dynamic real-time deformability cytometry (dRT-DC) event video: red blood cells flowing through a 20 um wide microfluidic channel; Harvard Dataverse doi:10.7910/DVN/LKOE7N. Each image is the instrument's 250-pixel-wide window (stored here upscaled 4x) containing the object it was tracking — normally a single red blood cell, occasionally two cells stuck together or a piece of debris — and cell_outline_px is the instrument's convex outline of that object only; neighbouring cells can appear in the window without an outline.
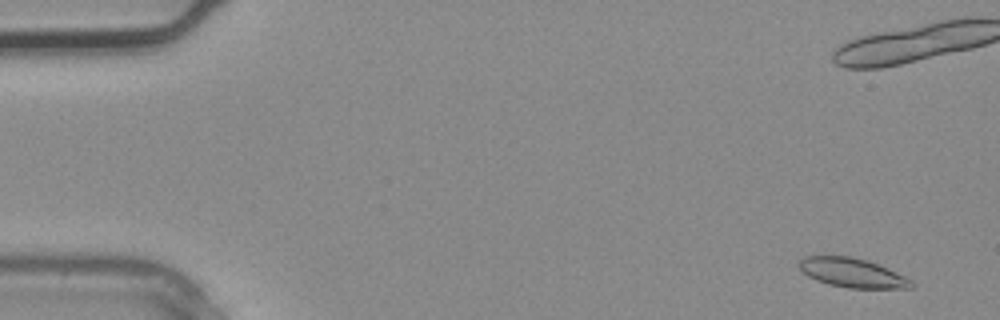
{"species": "common noctule bat (a hibernating species)", "species_latin": "Nyctalus noctula", "temperature_condition": "warm", "stored_images_in_passage": 4, "camera_frame_rate_fps": 3000, "um_per_image_px": 0.085, "animal": {"sex": "male", "body_mass_g": 20.4}, "frame": {"image": 1, "passage_image": 1, "time_ms": 0.0, "image_size_px": [1000, 320], "cell_outline_px": [[916, 284], [912, 288], [848, 288], [828, 284], [816, 280], [808, 276], [796, 264], [804, 256], [848, 256], [868, 260], [888, 268], [912, 280]], "centroid_in_image_um": [72.45, 23.19], "position_along_channel_um": 12.5, "area_um2": 19.19}}
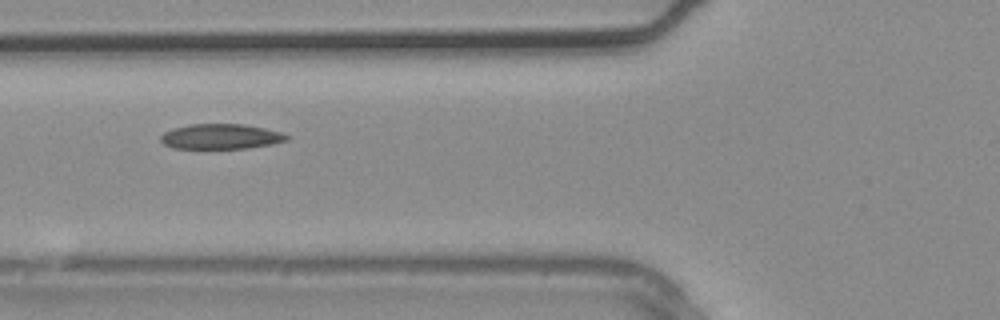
{"frame": {"image": 2, "passage_image": 4, "time_ms": 1.0, "image_size_px": [1000, 320], "cell_outline_px": [[288, 140], [272, 144], [248, 148], [172, 148], [164, 144], [160, 140], [160, 136], [164, 132], [176, 128], [192, 124], [244, 124], [264, 128], [280, 132], [288, 136]], "centroid_in_image_um": [18.77, 11.61], "position_along_channel_um": 107.0, "area_um2": 18.26}}